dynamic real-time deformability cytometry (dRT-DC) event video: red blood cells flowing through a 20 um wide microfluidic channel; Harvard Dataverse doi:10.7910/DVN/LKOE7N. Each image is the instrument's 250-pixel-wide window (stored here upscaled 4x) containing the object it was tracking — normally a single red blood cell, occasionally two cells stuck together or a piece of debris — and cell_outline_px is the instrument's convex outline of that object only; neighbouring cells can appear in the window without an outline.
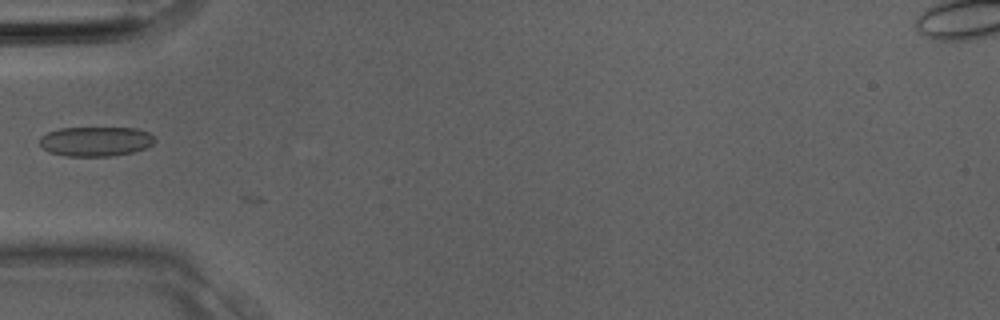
{"species": "Egyptian fruit bat (a non-hibernating species)", "species_latin": "Rousettus aegyptiacus", "temperature_condition": "room temperature", "stored_images_in_passage": 6, "camera_frame_rate_fps": 3000, "um_per_image_px": 0.085, "animal": {"sex": "male"}, "frame": {"image": 1, "passage_image": 4, "time_ms": 1.0, "image_size_px": [1000, 320], "cell_outline_px": [[156, 140], [152, 144], [144, 148], [132, 152], [112, 156], [64, 156], [48, 152], [40, 144], [40, 136], [48, 132], [60, 128], [136, 128], [148, 132]], "centroid_in_image_um": [8.11, 12.02], "position_along_channel_um": 76.9, "area_um2": 19.83}}